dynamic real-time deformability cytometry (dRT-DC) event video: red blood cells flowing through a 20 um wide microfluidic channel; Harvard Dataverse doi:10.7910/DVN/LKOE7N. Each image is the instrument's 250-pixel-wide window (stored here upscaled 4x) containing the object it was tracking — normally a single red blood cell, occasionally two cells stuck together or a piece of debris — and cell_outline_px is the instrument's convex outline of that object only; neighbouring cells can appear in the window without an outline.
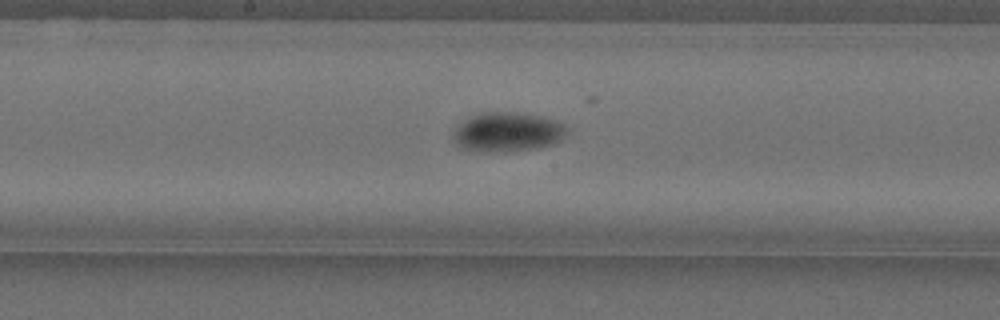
{"species": "Egyptian fruit bat (a non-hibernating species)", "species_latin": "Rousettus aegyptiacus", "temperature_condition": "cold", "stored_images_in_passage": 42, "camera_frame_rate_fps": 3000, "um_per_image_px": 0.085, "animal": {"sex": "female"}, "frame": {"image": 1, "passage_image": 16, "time_ms": 5.0, "image_size_px": [1000, 320], "cell_outline_px": [[568, 132], [560, 140], [552, 144], [540, 148], [504, 152], [480, 152], [460, 148], [456, 144], [452, 136], [452, 132], [456, 124], [468, 116], [480, 112], [516, 112], [540, 116], [564, 124], [568, 128]], "centroid_in_image_um": [43.07, 11.23], "position_along_channel_um": 205.1, "area_um2": 26.7}}
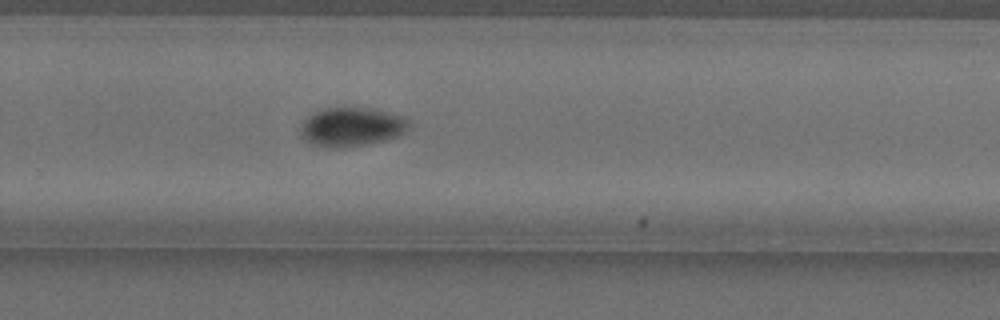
{"frame": {"image": 2, "passage_image": 24, "time_ms": 7.667, "image_size_px": [1000, 320], "cell_outline_px": [[408, 124], [404, 132], [396, 136], [384, 140], [364, 144], [336, 148], [328, 148], [304, 140], [300, 132], [300, 124], [312, 112], [320, 108], [368, 108], [388, 112], [400, 116], [408, 120]], "centroid_in_image_um": [29.81, 10.77], "position_along_channel_um": 300.0, "area_um2": 24.28}}
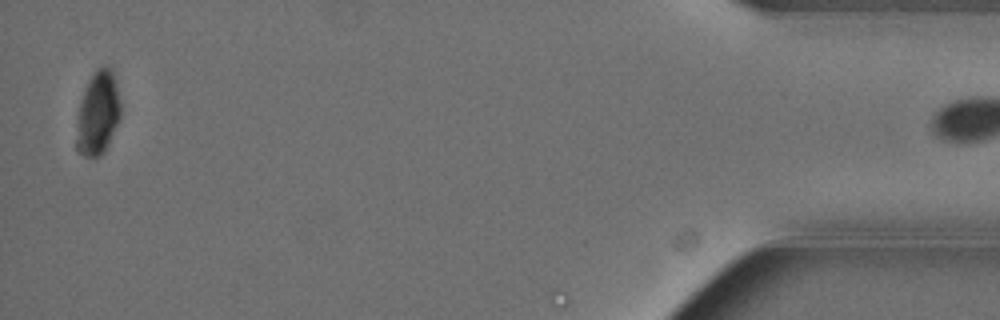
{"frame": {"image": 3, "passage_image": 41, "time_ms": 13.333, "image_size_px": [1000, 320], "cell_outline_px": [[120, 120], [108, 148], [96, 160], [84, 156], [76, 148], [76, 140], [80, 100], [84, 88], [88, 80], [96, 68], [104, 64], [112, 68], [120, 100]], "centroid_in_image_um": [8.34, 9.64], "position_along_channel_um": 426.9, "area_um2": 22.08}}